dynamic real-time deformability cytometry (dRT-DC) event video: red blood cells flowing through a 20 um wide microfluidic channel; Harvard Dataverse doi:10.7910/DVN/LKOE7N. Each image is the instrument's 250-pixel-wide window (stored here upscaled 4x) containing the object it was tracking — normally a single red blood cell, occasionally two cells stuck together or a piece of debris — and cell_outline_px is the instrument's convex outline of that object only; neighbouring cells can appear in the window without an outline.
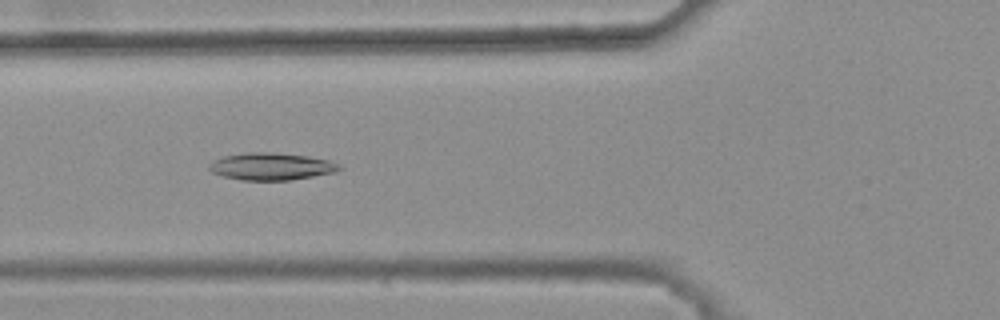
{"species": "common noctule bat (a hibernating species)", "species_latin": "Nyctalus noctula", "temperature_condition": "warm", "stored_images_in_passage": 44, "camera_frame_rate_fps": 3000, "um_per_image_px": 0.085, "animal": {"sex": "female", "body_mass_g": 25.1}, "frame": {"image": 1, "passage_image": 18, "time_ms": 5.667, "image_size_px": [1000, 320], "cell_outline_px": [[340, 168], [336, 172], [288, 180], [240, 180], [224, 176], [212, 172], [208, 168], [208, 164], [212, 160], [224, 156], [244, 152], [268, 152], [308, 156], [328, 160], [336, 164]], "centroid_in_image_um": [22.98, 14.14], "position_along_channel_um": 102.8, "area_um2": 20.46}}
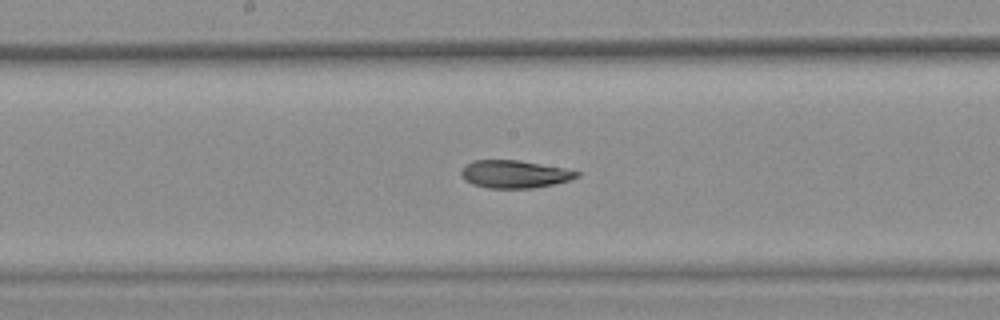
{"frame": {"image": 2, "passage_image": 26, "time_ms": 8.333, "image_size_px": [1000, 320], "cell_outline_px": [[580, 176], [568, 180], [552, 184], [532, 188], [488, 188], [472, 184], [464, 180], [460, 176], [460, 172], [472, 160], [516, 160], [564, 168], [580, 172]], "centroid_in_image_um": [43.7, 14.8], "position_along_channel_um": 204.5, "area_um2": 18.5}}
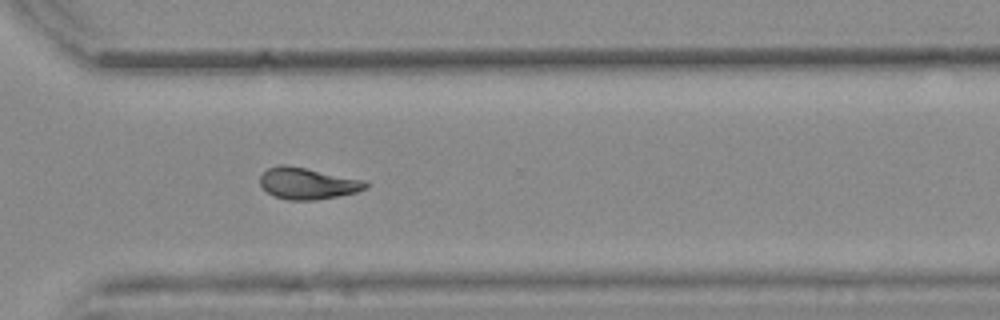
{"frame": {"image": 3, "passage_image": 37, "time_ms": 12.0, "image_size_px": [1000, 320], "cell_outline_px": [[368, 188], [356, 192], [340, 196], [316, 200], [288, 200], [272, 196], [260, 184], [260, 176], [268, 168], [280, 164], [288, 164], [368, 180]], "centroid_in_image_um": [26.19, 15.58], "position_along_channel_um": 344.4, "area_um2": 19.83}, "authors_computed_cell_mechanics": {"area_um2": 19.652, "velocity_mm_per_s": 3.8146, "shape_relaxation_time_tau1_ms": null, "shape_relaxation_time_tau2_ms": 4.5257, "deformation_change_tau1": null, "deformation_change_tau2": 0.1071}}